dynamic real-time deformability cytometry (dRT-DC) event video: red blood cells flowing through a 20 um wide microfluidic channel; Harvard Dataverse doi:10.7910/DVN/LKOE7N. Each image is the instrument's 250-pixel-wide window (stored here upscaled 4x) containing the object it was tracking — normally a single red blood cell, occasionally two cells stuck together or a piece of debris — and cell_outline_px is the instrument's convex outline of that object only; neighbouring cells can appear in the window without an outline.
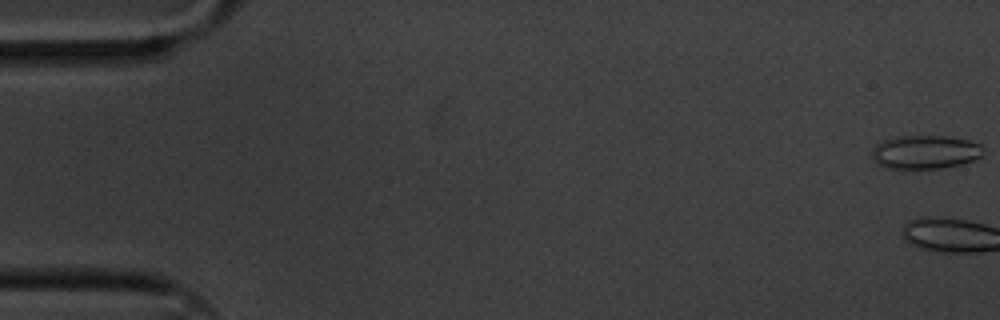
{"species": "common noctule bat (a hibernating species)", "species_latin": "Nyctalus noctula", "temperature_condition": "cold", "stored_images_in_passage": 7, "camera_frame_rate_fps": 3000, "um_per_image_px": 0.085, "animal": {"sex": "male", "body_mass_g": 20.1, "forearm_length_mm": 53.5}, "frame": {"image": 1, "passage_image": 1, "time_ms": 0.0, "image_size_px": [1000, 320], "cell_outline_px": [[980, 156], [972, 160], [960, 164], [940, 168], [888, 168], [876, 164], [872, 156], [872, 148], [880, 140], [900, 136], [948, 136], [968, 140], [980, 144]], "centroid_in_image_um": [78.56, 12.91], "position_along_channel_um": 6.4, "area_um2": 21.62}}
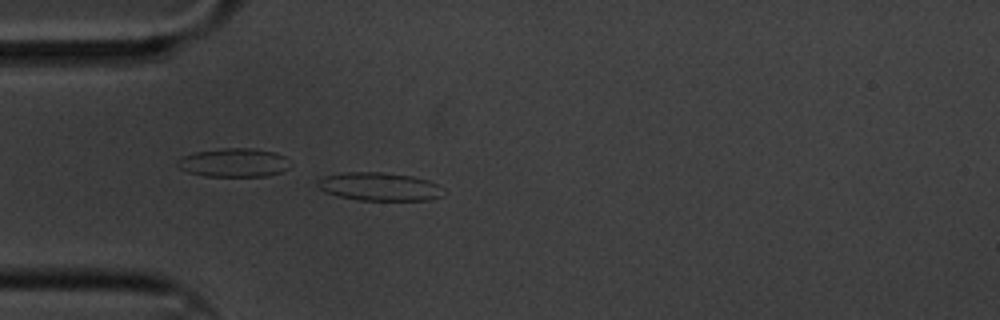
{"frame": {"image": 2, "passage_image": 6, "time_ms": 1.667, "image_size_px": [1000, 320], "cell_outline_px": [[448, 192], [444, 196], [428, 200], [356, 200], [340, 196], [328, 192], [320, 188], [316, 184], [316, 180], [320, 176], [344, 172], [380, 172], [412, 176], [428, 180], [436, 184]], "centroid_in_image_um": [32.27, 15.86], "position_along_channel_um": 52.7, "area_um2": 20.92}}